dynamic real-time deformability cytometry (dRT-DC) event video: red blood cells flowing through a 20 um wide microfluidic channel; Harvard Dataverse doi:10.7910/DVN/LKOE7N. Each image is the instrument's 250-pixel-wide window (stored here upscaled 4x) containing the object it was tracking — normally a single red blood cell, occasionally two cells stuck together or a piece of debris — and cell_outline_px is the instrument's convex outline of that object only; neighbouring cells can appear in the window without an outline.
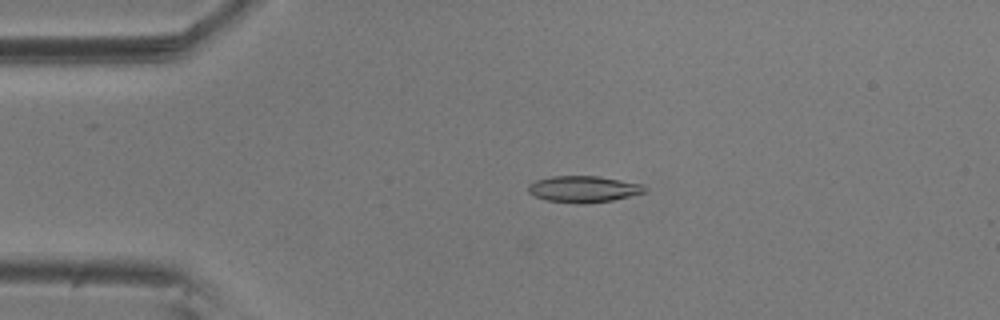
{"species": "common noctule bat (a hibernating species)", "species_latin": "Nyctalus noctula", "temperature_condition": "room temperature", "stored_images_in_passage": 10, "camera_frame_rate_fps": 3000, "um_per_image_px": 0.085, "animal": {"sex": "male", "body_mass_g": 20.5, "forearm_length_mm": 52.5}, "frame": {"image": 1, "passage_image": 6, "time_ms": 1.667, "image_size_px": [1000, 320], "cell_outline_px": [[648, 192], [612, 200], [584, 204], [576, 204], [548, 200], [536, 196], [528, 192], [528, 184], [536, 180], [552, 176], [596, 176], [644, 184], [648, 188]], "centroid_in_image_um": [49.64, 16.07], "position_along_channel_um": 35.4, "area_um2": 18.03}}